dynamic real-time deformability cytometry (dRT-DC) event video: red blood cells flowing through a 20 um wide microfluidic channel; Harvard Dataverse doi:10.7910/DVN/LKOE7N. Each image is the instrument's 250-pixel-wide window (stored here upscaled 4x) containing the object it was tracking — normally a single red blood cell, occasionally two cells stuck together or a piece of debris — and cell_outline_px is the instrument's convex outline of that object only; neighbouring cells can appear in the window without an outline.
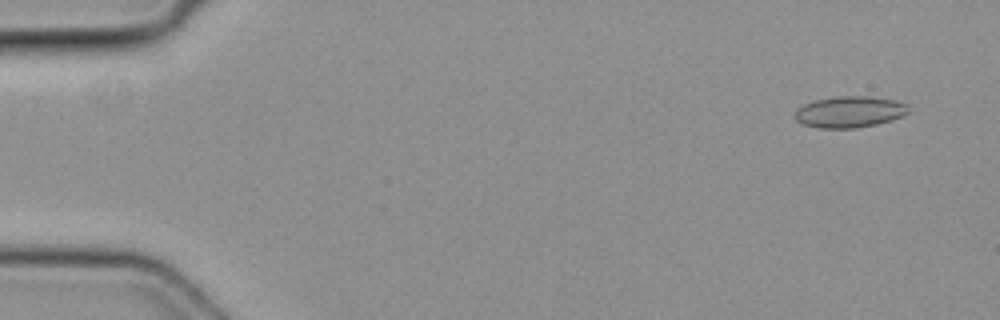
{"species": "common noctule bat (a hibernating species)", "species_latin": "Nyctalus noctula", "temperature_condition": "cold", "stored_images_in_passage": 5, "camera_frame_rate_fps": 3000, "um_per_image_px": 0.085, "animal": {"sex": "female", "body_mass_g": 19.3, "forearm_length_mm": 54.1}, "frame": {"image": 1, "passage_image": 1, "time_ms": 0.0, "image_size_px": [1000, 320], "cell_outline_px": [[912, 112], [904, 116], [892, 120], [876, 124], [856, 128], [816, 128], [804, 124], [796, 120], [796, 108], [804, 104], [816, 100], [836, 96], [868, 96], [896, 100], [908, 104]], "centroid_in_image_um": [72.28, 9.51], "position_along_channel_um": 12.7, "area_um2": 20.98}}